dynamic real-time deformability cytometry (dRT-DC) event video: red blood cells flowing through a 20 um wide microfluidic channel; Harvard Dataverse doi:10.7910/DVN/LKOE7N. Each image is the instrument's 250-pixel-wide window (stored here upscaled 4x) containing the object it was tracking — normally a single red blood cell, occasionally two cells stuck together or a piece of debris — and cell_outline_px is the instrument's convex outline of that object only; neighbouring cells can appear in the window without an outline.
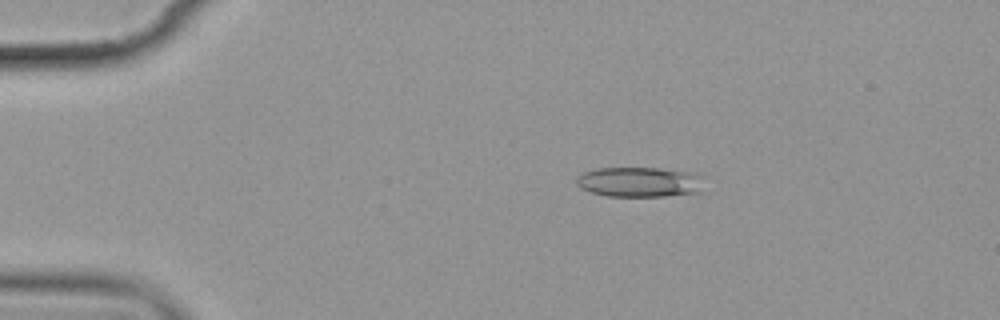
{"species": "common noctule bat (a hibernating species)", "species_latin": "Nyctalus noctula", "temperature_condition": "cold", "stored_images_in_passage": 5, "camera_frame_rate_fps": 3000, "um_per_image_px": 0.085, "animal": {"sex": "female", "body_mass_g": 19.9}, "frame": {"image": 1, "passage_image": 2, "time_ms": 2.0, "image_size_px": [1000, 320], "cell_outline_px": [[704, 192], [664, 196], [608, 196], [592, 192], [580, 188], [576, 184], [576, 176], [584, 172], [596, 168], [660, 168], [692, 172], [704, 176]], "centroid_in_image_um": [54.43, 15.47], "position_along_channel_um": 30.6, "area_um2": 22.77}}
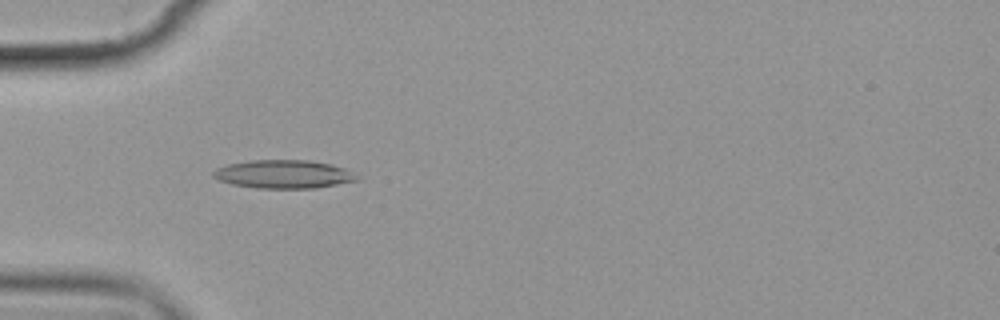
{"frame": {"image": 2, "passage_image": 4, "time_ms": 4.333, "image_size_px": [1000, 320], "cell_outline_px": [[360, 180], [316, 188], [256, 188], [232, 184], [220, 180], [212, 176], [212, 172], [216, 168], [228, 164], [248, 160], [308, 160], [332, 164], [344, 168], [356, 176]], "centroid_in_image_um": [24.08, 14.8], "position_along_channel_um": 60.9, "area_um2": 23.7}}
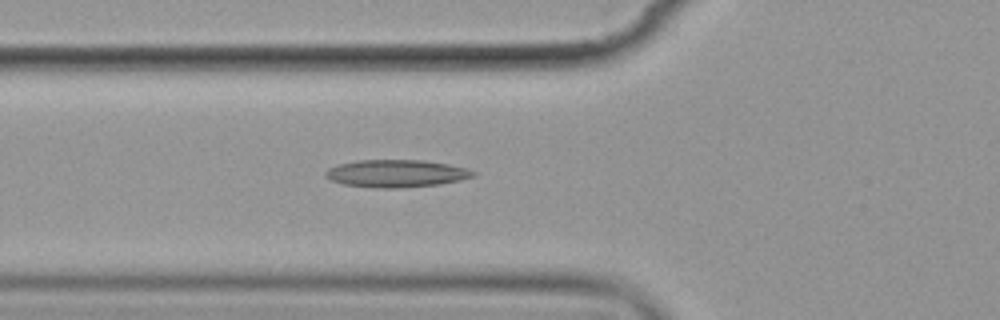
{"frame": {"image": 3, "passage_image": 5, "time_ms": 5.333, "image_size_px": [1000, 320], "cell_outline_px": [[476, 176], [460, 180], [440, 184], [400, 188], [380, 188], [344, 184], [332, 180], [324, 176], [324, 172], [328, 168], [340, 164], [356, 160], [424, 160], [448, 164], [468, 168], [476, 172]], "centroid_in_image_um": [33.71, 14.74], "position_along_channel_um": 92.1, "area_um2": 23.7}}